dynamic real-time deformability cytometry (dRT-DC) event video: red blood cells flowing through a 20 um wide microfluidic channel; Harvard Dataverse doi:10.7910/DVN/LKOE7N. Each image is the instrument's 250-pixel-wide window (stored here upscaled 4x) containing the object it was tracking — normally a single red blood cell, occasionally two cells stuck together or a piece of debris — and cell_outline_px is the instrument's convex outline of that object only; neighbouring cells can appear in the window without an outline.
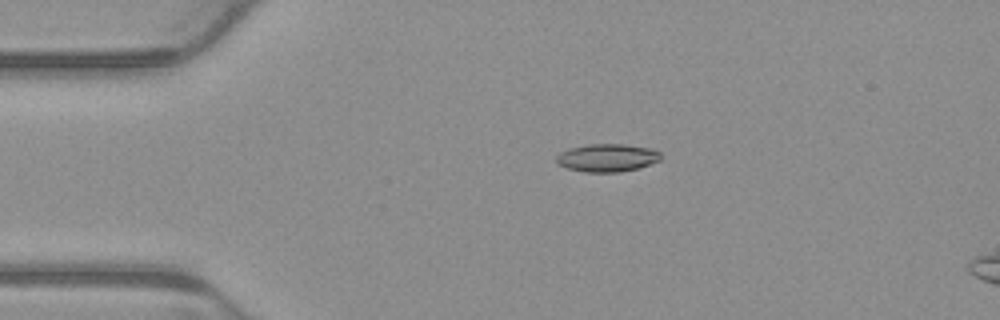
{"species": "common noctule bat (a hibernating species)", "species_latin": "Nyctalus noctula", "temperature_condition": "warm", "stored_images_in_passage": 5, "camera_frame_rate_fps": 3000, "um_per_image_px": 0.085, "animal": {"sex": "male", "body_mass_g": 23.1, "forearm_length_mm": 52.7}, "frame": {"image": 1, "passage_image": 4, "time_ms": 1.0, "image_size_px": [1000, 320], "cell_outline_px": [[660, 160], [636, 168], [620, 172], [584, 172], [568, 168], [556, 164], [556, 156], [560, 152], [568, 148], [588, 144], [624, 144], [652, 148], [660, 152]], "centroid_in_image_um": [51.57, 13.4], "position_along_channel_um": 33.4, "area_um2": 16.99}}